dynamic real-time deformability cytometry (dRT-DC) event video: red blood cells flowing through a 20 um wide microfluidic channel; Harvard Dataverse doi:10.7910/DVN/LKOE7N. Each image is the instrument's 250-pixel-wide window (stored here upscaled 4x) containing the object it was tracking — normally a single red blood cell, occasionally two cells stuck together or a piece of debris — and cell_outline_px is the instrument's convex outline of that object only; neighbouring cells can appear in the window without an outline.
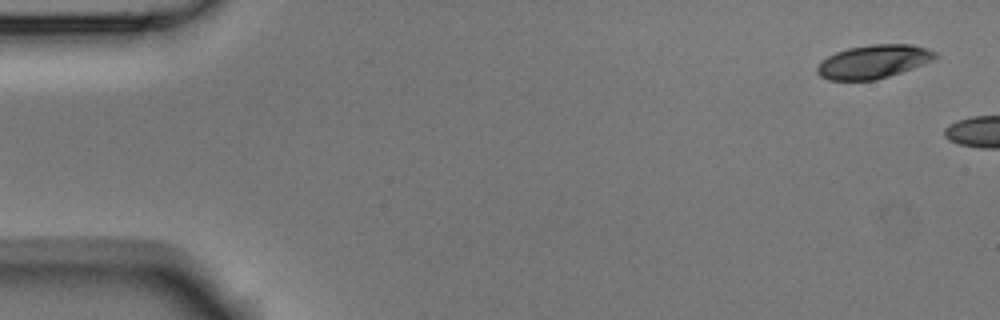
{"species": "Egyptian fruit bat (a non-hibernating species)", "species_latin": "Rousettus aegyptiacus", "temperature_condition": "room temperature", "stored_images_in_passage": 2, "camera_frame_rate_fps": 3000, "um_per_image_px": 0.085, "animal": {"sex": "male"}, "frame": {"image": 1, "passage_image": 1, "time_ms": 0.0, "image_size_px": [1000, 320], "cell_outline_px": [[936, 56], [932, 60], [912, 68], [876, 80], [828, 80], [820, 76], [816, 72], [816, 68], [828, 56], [836, 52], [848, 48], [872, 44], [908, 44], [924, 48], [936, 52]], "centroid_in_image_um": [74.2, 5.24], "position_along_channel_um": 10.8, "area_um2": 22.66}}